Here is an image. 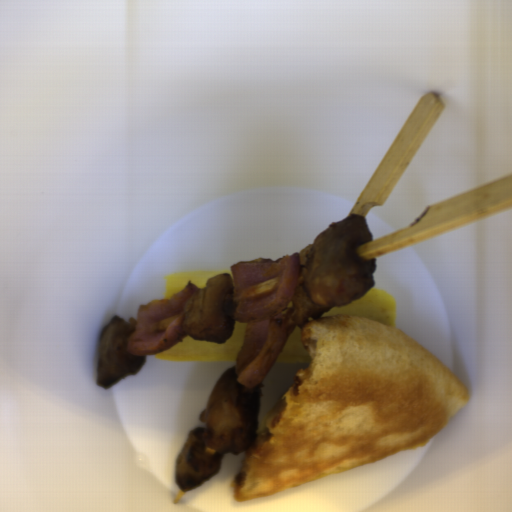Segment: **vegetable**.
Returning <instances> with one entry per match:
<instances>
[{"mask_svg": "<svg viewBox=\"0 0 512 512\" xmlns=\"http://www.w3.org/2000/svg\"><path fill=\"white\" fill-rule=\"evenodd\" d=\"M229 268L233 278L231 319L247 323L234 373L237 382L252 388L267 377L298 326L293 315L301 257L297 251L278 261L262 257Z\"/></svg>", "mask_w": 512, "mask_h": 512, "instance_id": "1", "label": "vegetable"}, {"mask_svg": "<svg viewBox=\"0 0 512 512\" xmlns=\"http://www.w3.org/2000/svg\"><path fill=\"white\" fill-rule=\"evenodd\" d=\"M198 290L202 289L189 281L182 291L173 293L170 298L139 304L134 333L126 341L129 353L156 354L182 341L188 335L184 332V306Z\"/></svg>", "mask_w": 512, "mask_h": 512, "instance_id": "2", "label": "vegetable"}]
</instances>
